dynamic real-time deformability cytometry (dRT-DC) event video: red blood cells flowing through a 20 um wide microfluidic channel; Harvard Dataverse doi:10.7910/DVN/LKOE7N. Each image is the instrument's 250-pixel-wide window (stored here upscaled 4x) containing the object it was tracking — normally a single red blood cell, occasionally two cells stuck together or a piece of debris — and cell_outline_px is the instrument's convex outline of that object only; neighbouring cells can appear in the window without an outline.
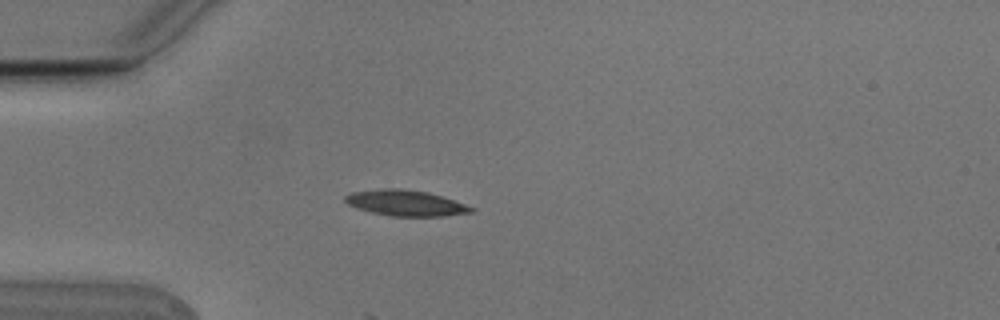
{"species": "Egyptian fruit bat (a non-hibernating species)", "species_latin": "Rousettus aegyptiacus", "temperature_condition": "cold", "stored_images_in_passage": 4, "camera_frame_rate_fps": 3000, "um_per_image_px": 0.085, "animal": {"sex": "male"}, "frame": {"image": 1, "passage_image": 3, "time_ms": 0.667, "image_size_px": [1000, 320], "cell_outline_px": [[476, 212], [444, 216], [392, 216], [372, 212], [356, 208], [348, 204], [344, 200], [344, 196], [352, 192], [384, 188], [400, 188], [428, 192], [476, 208]], "centroid_in_image_um": [34.48, 17.26], "position_along_channel_um": 50.5, "area_um2": 18.9}}